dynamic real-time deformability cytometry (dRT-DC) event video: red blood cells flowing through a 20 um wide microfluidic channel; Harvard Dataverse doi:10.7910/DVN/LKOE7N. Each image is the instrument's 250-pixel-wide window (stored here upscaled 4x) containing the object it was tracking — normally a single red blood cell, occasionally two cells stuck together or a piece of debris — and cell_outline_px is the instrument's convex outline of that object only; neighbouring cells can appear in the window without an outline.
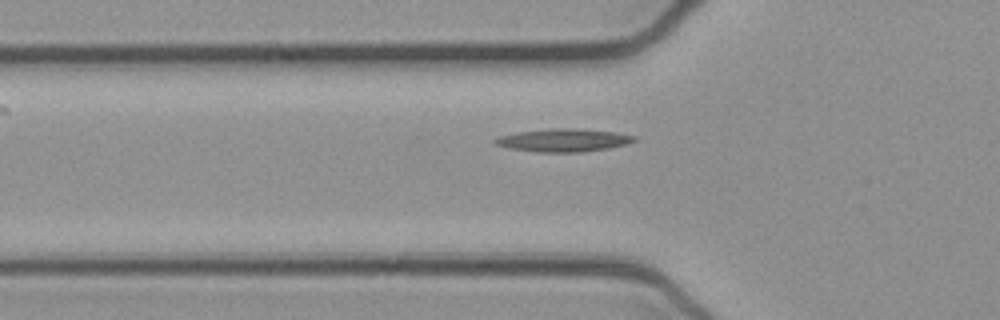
{"species": "common noctule bat (a hibernating species)", "species_latin": "Nyctalus noctula", "temperature_condition": "cold", "stored_images_in_passage": 38, "camera_frame_rate_fps": 3000, "um_per_image_px": 0.085, "animal": {"sex": "female", "body_mass_g": 21.9}, "frame": {"image": 1, "passage_image": 3, "time_ms": 0.667, "image_size_px": [1000, 320], "cell_outline_px": [[636, 140], [624, 144], [608, 148], [584, 152], [536, 152], [508, 148], [496, 144], [492, 140], [500, 136], [520, 132], [552, 128], [576, 128], [616, 132], [636, 136]], "centroid_in_image_um": [47.9, 11.92], "position_along_channel_um": 77.9, "area_um2": 18.5}}
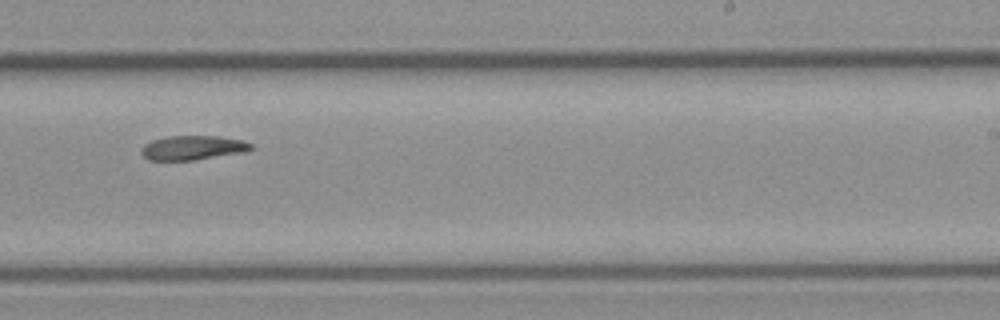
{"frame": {"image": 2, "passage_image": 18, "time_ms": 5.667, "image_size_px": [1000, 320], "cell_outline_px": [[252, 148], [244, 152], [192, 160], [148, 160], [140, 152], [140, 148], [144, 144], [152, 140], [168, 136], [220, 136], [244, 140], [252, 144]], "centroid_in_image_um": [16.36, 12.55], "position_along_channel_um": 272.6, "area_um2": 15.55}}
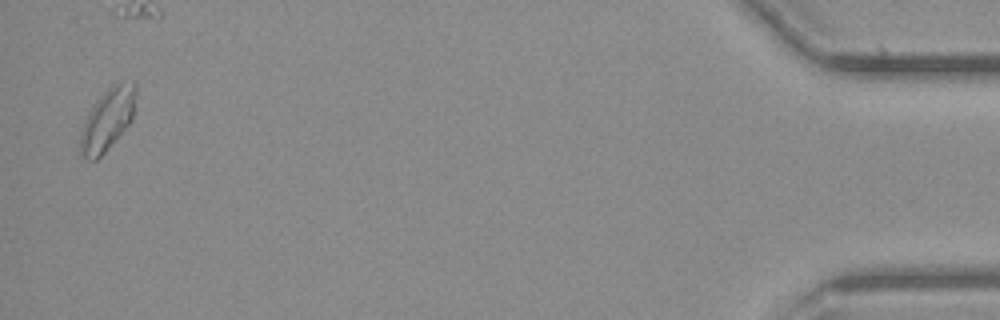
{"frame": {"image": 3, "passage_image": 37, "time_ms": 12.0, "image_size_px": [1000, 320], "cell_outline_px": [[136, 92], [132, 120], [104, 152], [96, 160], [88, 160], [80, 152], [80, 136], [88, 112], [96, 100], [112, 84], [120, 80], [132, 80], [136, 84]], "centroid_in_image_um": [9.16, 10.09], "position_along_channel_um": 426.0, "area_um2": 19.88}}